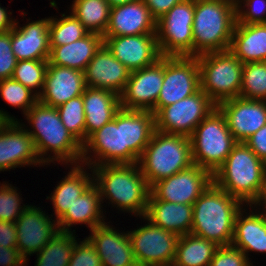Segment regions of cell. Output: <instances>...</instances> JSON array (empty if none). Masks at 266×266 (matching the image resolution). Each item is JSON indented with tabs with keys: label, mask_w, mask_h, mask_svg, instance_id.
Masks as SVG:
<instances>
[{
	"label": "cell",
	"mask_w": 266,
	"mask_h": 266,
	"mask_svg": "<svg viewBox=\"0 0 266 266\" xmlns=\"http://www.w3.org/2000/svg\"><path fill=\"white\" fill-rule=\"evenodd\" d=\"M215 107L208 95L200 89L189 97L163 107L155 115L156 130L189 137Z\"/></svg>",
	"instance_id": "12"
},
{
	"label": "cell",
	"mask_w": 266,
	"mask_h": 266,
	"mask_svg": "<svg viewBox=\"0 0 266 266\" xmlns=\"http://www.w3.org/2000/svg\"><path fill=\"white\" fill-rule=\"evenodd\" d=\"M193 205L149 200L145 217L166 231L183 236L191 233Z\"/></svg>",
	"instance_id": "31"
},
{
	"label": "cell",
	"mask_w": 266,
	"mask_h": 266,
	"mask_svg": "<svg viewBox=\"0 0 266 266\" xmlns=\"http://www.w3.org/2000/svg\"><path fill=\"white\" fill-rule=\"evenodd\" d=\"M86 237L95 247L103 266H138L127 232H118L107 222L90 230Z\"/></svg>",
	"instance_id": "22"
},
{
	"label": "cell",
	"mask_w": 266,
	"mask_h": 266,
	"mask_svg": "<svg viewBox=\"0 0 266 266\" xmlns=\"http://www.w3.org/2000/svg\"><path fill=\"white\" fill-rule=\"evenodd\" d=\"M83 102L85 113V142L87 138L114 119L121 109L120 96L116 93L98 88L86 87Z\"/></svg>",
	"instance_id": "27"
},
{
	"label": "cell",
	"mask_w": 266,
	"mask_h": 266,
	"mask_svg": "<svg viewBox=\"0 0 266 266\" xmlns=\"http://www.w3.org/2000/svg\"><path fill=\"white\" fill-rule=\"evenodd\" d=\"M0 95L10 106L22 109L23 115L38 102V96L12 78L0 80Z\"/></svg>",
	"instance_id": "40"
},
{
	"label": "cell",
	"mask_w": 266,
	"mask_h": 266,
	"mask_svg": "<svg viewBox=\"0 0 266 266\" xmlns=\"http://www.w3.org/2000/svg\"><path fill=\"white\" fill-rule=\"evenodd\" d=\"M239 97L266 101V61L243 63Z\"/></svg>",
	"instance_id": "37"
},
{
	"label": "cell",
	"mask_w": 266,
	"mask_h": 266,
	"mask_svg": "<svg viewBox=\"0 0 266 266\" xmlns=\"http://www.w3.org/2000/svg\"><path fill=\"white\" fill-rule=\"evenodd\" d=\"M73 232L58 231L36 254L35 266H68L77 242Z\"/></svg>",
	"instance_id": "35"
},
{
	"label": "cell",
	"mask_w": 266,
	"mask_h": 266,
	"mask_svg": "<svg viewBox=\"0 0 266 266\" xmlns=\"http://www.w3.org/2000/svg\"><path fill=\"white\" fill-rule=\"evenodd\" d=\"M245 207L236 216L231 245L242 250L247 257L252 251L266 253V213L249 205L252 210L247 214Z\"/></svg>",
	"instance_id": "26"
},
{
	"label": "cell",
	"mask_w": 266,
	"mask_h": 266,
	"mask_svg": "<svg viewBox=\"0 0 266 266\" xmlns=\"http://www.w3.org/2000/svg\"><path fill=\"white\" fill-rule=\"evenodd\" d=\"M201 90L217 106L240 96L243 63L230 51L197 56Z\"/></svg>",
	"instance_id": "8"
},
{
	"label": "cell",
	"mask_w": 266,
	"mask_h": 266,
	"mask_svg": "<svg viewBox=\"0 0 266 266\" xmlns=\"http://www.w3.org/2000/svg\"><path fill=\"white\" fill-rule=\"evenodd\" d=\"M155 130V115L151 111L123 108V136L124 147H127V164L138 163Z\"/></svg>",
	"instance_id": "25"
},
{
	"label": "cell",
	"mask_w": 266,
	"mask_h": 266,
	"mask_svg": "<svg viewBox=\"0 0 266 266\" xmlns=\"http://www.w3.org/2000/svg\"><path fill=\"white\" fill-rule=\"evenodd\" d=\"M25 123L0 121V172L27 166H45L39 159Z\"/></svg>",
	"instance_id": "16"
},
{
	"label": "cell",
	"mask_w": 266,
	"mask_h": 266,
	"mask_svg": "<svg viewBox=\"0 0 266 266\" xmlns=\"http://www.w3.org/2000/svg\"><path fill=\"white\" fill-rule=\"evenodd\" d=\"M16 225L13 222L0 220V245L5 247H16L17 245Z\"/></svg>",
	"instance_id": "49"
},
{
	"label": "cell",
	"mask_w": 266,
	"mask_h": 266,
	"mask_svg": "<svg viewBox=\"0 0 266 266\" xmlns=\"http://www.w3.org/2000/svg\"><path fill=\"white\" fill-rule=\"evenodd\" d=\"M246 254L232 246H219L209 266H253Z\"/></svg>",
	"instance_id": "43"
},
{
	"label": "cell",
	"mask_w": 266,
	"mask_h": 266,
	"mask_svg": "<svg viewBox=\"0 0 266 266\" xmlns=\"http://www.w3.org/2000/svg\"><path fill=\"white\" fill-rule=\"evenodd\" d=\"M194 0H182L157 21L161 56H193Z\"/></svg>",
	"instance_id": "9"
},
{
	"label": "cell",
	"mask_w": 266,
	"mask_h": 266,
	"mask_svg": "<svg viewBox=\"0 0 266 266\" xmlns=\"http://www.w3.org/2000/svg\"><path fill=\"white\" fill-rule=\"evenodd\" d=\"M200 89L197 57L164 56V79L155 105V115L163 107L189 97Z\"/></svg>",
	"instance_id": "10"
},
{
	"label": "cell",
	"mask_w": 266,
	"mask_h": 266,
	"mask_svg": "<svg viewBox=\"0 0 266 266\" xmlns=\"http://www.w3.org/2000/svg\"><path fill=\"white\" fill-rule=\"evenodd\" d=\"M61 17L59 19L50 17V46L69 44L83 38L89 33L72 12L69 15L64 13Z\"/></svg>",
	"instance_id": "36"
},
{
	"label": "cell",
	"mask_w": 266,
	"mask_h": 266,
	"mask_svg": "<svg viewBox=\"0 0 266 266\" xmlns=\"http://www.w3.org/2000/svg\"><path fill=\"white\" fill-rule=\"evenodd\" d=\"M104 44L103 36L88 33L83 38L61 46H50L49 63L85 71L88 63Z\"/></svg>",
	"instance_id": "30"
},
{
	"label": "cell",
	"mask_w": 266,
	"mask_h": 266,
	"mask_svg": "<svg viewBox=\"0 0 266 266\" xmlns=\"http://www.w3.org/2000/svg\"><path fill=\"white\" fill-rule=\"evenodd\" d=\"M236 8L219 0H194L193 56L230 48Z\"/></svg>",
	"instance_id": "5"
},
{
	"label": "cell",
	"mask_w": 266,
	"mask_h": 266,
	"mask_svg": "<svg viewBox=\"0 0 266 266\" xmlns=\"http://www.w3.org/2000/svg\"><path fill=\"white\" fill-rule=\"evenodd\" d=\"M99 188L93 183L57 220L59 231L74 232L73 225L86 224L90 230L105 223Z\"/></svg>",
	"instance_id": "28"
},
{
	"label": "cell",
	"mask_w": 266,
	"mask_h": 266,
	"mask_svg": "<svg viewBox=\"0 0 266 266\" xmlns=\"http://www.w3.org/2000/svg\"><path fill=\"white\" fill-rule=\"evenodd\" d=\"M49 18L27 22L20 27L16 22L11 29L12 51L20 60H49L50 40H49Z\"/></svg>",
	"instance_id": "23"
},
{
	"label": "cell",
	"mask_w": 266,
	"mask_h": 266,
	"mask_svg": "<svg viewBox=\"0 0 266 266\" xmlns=\"http://www.w3.org/2000/svg\"><path fill=\"white\" fill-rule=\"evenodd\" d=\"M163 266H174V264L172 263V264H170V265H163Z\"/></svg>",
	"instance_id": "54"
},
{
	"label": "cell",
	"mask_w": 266,
	"mask_h": 266,
	"mask_svg": "<svg viewBox=\"0 0 266 266\" xmlns=\"http://www.w3.org/2000/svg\"><path fill=\"white\" fill-rule=\"evenodd\" d=\"M11 14L12 12L8 14L7 9L0 5V32L9 31L14 27L15 18L10 17Z\"/></svg>",
	"instance_id": "50"
},
{
	"label": "cell",
	"mask_w": 266,
	"mask_h": 266,
	"mask_svg": "<svg viewBox=\"0 0 266 266\" xmlns=\"http://www.w3.org/2000/svg\"><path fill=\"white\" fill-rule=\"evenodd\" d=\"M219 1L230 4L231 6L235 7L236 9L238 6L241 5V2H242V0H219Z\"/></svg>",
	"instance_id": "53"
},
{
	"label": "cell",
	"mask_w": 266,
	"mask_h": 266,
	"mask_svg": "<svg viewBox=\"0 0 266 266\" xmlns=\"http://www.w3.org/2000/svg\"><path fill=\"white\" fill-rule=\"evenodd\" d=\"M66 129L83 145L85 143V113L83 96L72 98L57 107Z\"/></svg>",
	"instance_id": "39"
},
{
	"label": "cell",
	"mask_w": 266,
	"mask_h": 266,
	"mask_svg": "<svg viewBox=\"0 0 266 266\" xmlns=\"http://www.w3.org/2000/svg\"><path fill=\"white\" fill-rule=\"evenodd\" d=\"M71 12L89 33L103 36L107 30L111 5L107 0L72 1Z\"/></svg>",
	"instance_id": "34"
},
{
	"label": "cell",
	"mask_w": 266,
	"mask_h": 266,
	"mask_svg": "<svg viewBox=\"0 0 266 266\" xmlns=\"http://www.w3.org/2000/svg\"><path fill=\"white\" fill-rule=\"evenodd\" d=\"M6 183L0 184V220L15 223L29 205H21L23 200L17 187Z\"/></svg>",
	"instance_id": "41"
},
{
	"label": "cell",
	"mask_w": 266,
	"mask_h": 266,
	"mask_svg": "<svg viewBox=\"0 0 266 266\" xmlns=\"http://www.w3.org/2000/svg\"><path fill=\"white\" fill-rule=\"evenodd\" d=\"M81 164L88 167L127 164V147H124L123 136V108L117 112L113 120L87 138L82 145Z\"/></svg>",
	"instance_id": "13"
},
{
	"label": "cell",
	"mask_w": 266,
	"mask_h": 266,
	"mask_svg": "<svg viewBox=\"0 0 266 266\" xmlns=\"http://www.w3.org/2000/svg\"><path fill=\"white\" fill-rule=\"evenodd\" d=\"M68 266H103L95 247L85 238L76 242Z\"/></svg>",
	"instance_id": "44"
},
{
	"label": "cell",
	"mask_w": 266,
	"mask_h": 266,
	"mask_svg": "<svg viewBox=\"0 0 266 266\" xmlns=\"http://www.w3.org/2000/svg\"><path fill=\"white\" fill-rule=\"evenodd\" d=\"M16 63L11 46V30L0 32V80L12 77Z\"/></svg>",
	"instance_id": "45"
},
{
	"label": "cell",
	"mask_w": 266,
	"mask_h": 266,
	"mask_svg": "<svg viewBox=\"0 0 266 266\" xmlns=\"http://www.w3.org/2000/svg\"><path fill=\"white\" fill-rule=\"evenodd\" d=\"M83 167L85 168L83 164L72 165L67 176H64L65 178L61 179L55 186L53 193L47 196L46 199H50L52 202L56 221L94 183L92 168L87 167L89 170L91 169L90 172L92 173L90 174L87 173V168L84 169Z\"/></svg>",
	"instance_id": "29"
},
{
	"label": "cell",
	"mask_w": 266,
	"mask_h": 266,
	"mask_svg": "<svg viewBox=\"0 0 266 266\" xmlns=\"http://www.w3.org/2000/svg\"><path fill=\"white\" fill-rule=\"evenodd\" d=\"M229 50L242 63L266 61V23H236Z\"/></svg>",
	"instance_id": "32"
},
{
	"label": "cell",
	"mask_w": 266,
	"mask_h": 266,
	"mask_svg": "<svg viewBox=\"0 0 266 266\" xmlns=\"http://www.w3.org/2000/svg\"><path fill=\"white\" fill-rule=\"evenodd\" d=\"M131 71L117 60L103 44L88 63L85 71L86 87L110 90L121 95Z\"/></svg>",
	"instance_id": "20"
},
{
	"label": "cell",
	"mask_w": 266,
	"mask_h": 266,
	"mask_svg": "<svg viewBox=\"0 0 266 266\" xmlns=\"http://www.w3.org/2000/svg\"><path fill=\"white\" fill-rule=\"evenodd\" d=\"M27 261L21 256L17 247H5L0 245V265L23 266Z\"/></svg>",
	"instance_id": "47"
},
{
	"label": "cell",
	"mask_w": 266,
	"mask_h": 266,
	"mask_svg": "<svg viewBox=\"0 0 266 266\" xmlns=\"http://www.w3.org/2000/svg\"><path fill=\"white\" fill-rule=\"evenodd\" d=\"M113 56L131 72L154 64L161 58L157 34L103 36Z\"/></svg>",
	"instance_id": "18"
},
{
	"label": "cell",
	"mask_w": 266,
	"mask_h": 266,
	"mask_svg": "<svg viewBox=\"0 0 266 266\" xmlns=\"http://www.w3.org/2000/svg\"><path fill=\"white\" fill-rule=\"evenodd\" d=\"M157 21L147 5L136 0L111 7L107 30L103 36L156 34Z\"/></svg>",
	"instance_id": "24"
},
{
	"label": "cell",
	"mask_w": 266,
	"mask_h": 266,
	"mask_svg": "<svg viewBox=\"0 0 266 266\" xmlns=\"http://www.w3.org/2000/svg\"><path fill=\"white\" fill-rule=\"evenodd\" d=\"M137 164L151 187L193 165L190 139L155 130Z\"/></svg>",
	"instance_id": "6"
},
{
	"label": "cell",
	"mask_w": 266,
	"mask_h": 266,
	"mask_svg": "<svg viewBox=\"0 0 266 266\" xmlns=\"http://www.w3.org/2000/svg\"><path fill=\"white\" fill-rule=\"evenodd\" d=\"M163 79L164 56L150 66L132 71L120 95L121 108L151 111L155 115V105Z\"/></svg>",
	"instance_id": "15"
},
{
	"label": "cell",
	"mask_w": 266,
	"mask_h": 266,
	"mask_svg": "<svg viewBox=\"0 0 266 266\" xmlns=\"http://www.w3.org/2000/svg\"><path fill=\"white\" fill-rule=\"evenodd\" d=\"M17 249L27 261L28 255L37 254L59 231L58 223L40 207L29 205L15 222Z\"/></svg>",
	"instance_id": "17"
},
{
	"label": "cell",
	"mask_w": 266,
	"mask_h": 266,
	"mask_svg": "<svg viewBox=\"0 0 266 266\" xmlns=\"http://www.w3.org/2000/svg\"><path fill=\"white\" fill-rule=\"evenodd\" d=\"M218 247L215 242L191 233L179 236L173 264L177 266H209Z\"/></svg>",
	"instance_id": "33"
},
{
	"label": "cell",
	"mask_w": 266,
	"mask_h": 266,
	"mask_svg": "<svg viewBox=\"0 0 266 266\" xmlns=\"http://www.w3.org/2000/svg\"><path fill=\"white\" fill-rule=\"evenodd\" d=\"M86 88L84 72L48 63L44 87L38 101L51 107H58L84 93Z\"/></svg>",
	"instance_id": "21"
},
{
	"label": "cell",
	"mask_w": 266,
	"mask_h": 266,
	"mask_svg": "<svg viewBox=\"0 0 266 266\" xmlns=\"http://www.w3.org/2000/svg\"><path fill=\"white\" fill-rule=\"evenodd\" d=\"M244 204L212 183L194 202L191 234L231 245L235 219Z\"/></svg>",
	"instance_id": "4"
},
{
	"label": "cell",
	"mask_w": 266,
	"mask_h": 266,
	"mask_svg": "<svg viewBox=\"0 0 266 266\" xmlns=\"http://www.w3.org/2000/svg\"><path fill=\"white\" fill-rule=\"evenodd\" d=\"M149 8L152 17L158 21L161 19L175 4L182 0H142Z\"/></svg>",
	"instance_id": "48"
},
{
	"label": "cell",
	"mask_w": 266,
	"mask_h": 266,
	"mask_svg": "<svg viewBox=\"0 0 266 266\" xmlns=\"http://www.w3.org/2000/svg\"><path fill=\"white\" fill-rule=\"evenodd\" d=\"M213 183V174L196 164L157 181L150 187L149 200L193 205Z\"/></svg>",
	"instance_id": "14"
},
{
	"label": "cell",
	"mask_w": 266,
	"mask_h": 266,
	"mask_svg": "<svg viewBox=\"0 0 266 266\" xmlns=\"http://www.w3.org/2000/svg\"><path fill=\"white\" fill-rule=\"evenodd\" d=\"M259 206H261V207L263 206L261 208V210H263L266 213V182H265V187H264V191H263L262 197L259 200V202L255 205L254 208H257Z\"/></svg>",
	"instance_id": "51"
},
{
	"label": "cell",
	"mask_w": 266,
	"mask_h": 266,
	"mask_svg": "<svg viewBox=\"0 0 266 266\" xmlns=\"http://www.w3.org/2000/svg\"><path fill=\"white\" fill-rule=\"evenodd\" d=\"M244 143L266 163V124L252 134Z\"/></svg>",
	"instance_id": "46"
},
{
	"label": "cell",
	"mask_w": 266,
	"mask_h": 266,
	"mask_svg": "<svg viewBox=\"0 0 266 266\" xmlns=\"http://www.w3.org/2000/svg\"><path fill=\"white\" fill-rule=\"evenodd\" d=\"M107 1L111 5V7H113V6H117V5L126 4V3H129V2H133V1H136V0H107Z\"/></svg>",
	"instance_id": "52"
},
{
	"label": "cell",
	"mask_w": 266,
	"mask_h": 266,
	"mask_svg": "<svg viewBox=\"0 0 266 266\" xmlns=\"http://www.w3.org/2000/svg\"><path fill=\"white\" fill-rule=\"evenodd\" d=\"M236 15V23H266V0H242L241 5L236 9Z\"/></svg>",
	"instance_id": "42"
},
{
	"label": "cell",
	"mask_w": 266,
	"mask_h": 266,
	"mask_svg": "<svg viewBox=\"0 0 266 266\" xmlns=\"http://www.w3.org/2000/svg\"><path fill=\"white\" fill-rule=\"evenodd\" d=\"M94 183L102 200H108L119 211L145 216L150 196V186L140 167L135 164H103L90 167Z\"/></svg>",
	"instance_id": "2"
},
{
	"label": "cell",
	"mask_w": 266,
	"mask_h": 266,
	"mask_svg": "<svg viewBox=\"0 0 266 266\" xmlns=\"http://www.w3.org/2000/svg\"><path fill=\"white\" fill-rule=\"evenodd\" d=\"M48 60L17 61L12 79L20 82L39 96L44 87Z\"/></svg>",
	"instance_id": "38"
},
{
	"label": "cell",
	"mask_w": 266,
	"mask_h": 266,
	"mask_svg": "<svg viewBox=\"0 0 266 266\" xmlns=\"http://www.w3.org/2000/svg\"><path fill=\"white\" fill-rule=\"evenodd\" d=\"M266 182V163L244 142H237L214 172L213 183L244 205H256Z\"/></svg>",
	"instance_id": "3"
},
{
	"label": "cell",
	"mask_w": 266,
	"mask_h": 266,
	"mask_svg": "<svg viewBox=\"0 0 266 266\" xmlns=\"http://www.w3.org/2000/svg\"><path fill=\"white\" fill-rule=\"evenodd\" d=\"M148 221L128 231L133 255L138 266H163L174 262L179 236Z\"/></svg>",
	"instance_id": "11"
},
{
	"label": "cell",
	"mask_w": 266,
	"mask_h": 266,
	"mask_svg": "<svg viewBox=\"0 0 266 266\" xmlns=\"http://www.w3.org/2000/svg\"><path fill=\"white\" fill-rule=\"evenodd\" d=\"M193 164L214 174L231 153L237 141L232 136L225 116L215 107L189 136Z\"/></svg>",
	"instance_id": "7"
},
{
	"label": "cell",
	"mask_w": 266,
	"mask_h": 266,
	"mask_svg": "<svg viewBox=\"0 0 266 266\" xmlns=\"http://www.w3.org/2000/svg\"><path fill=\"white\" fill-rule=\"evenodd\" d=\"M24 116L31 129L33 128L26 130L44 165L48 166L54 161L68 166L81 164L82 144L66 129L56 107L38 101ZM49 152L53 155L48 154Z\"/></svg>",
	"instance_id": "1"
},
{
	"label": "cell",
	"mask_w": 266,
	"mask_h": 266,
	"mask_svg": "<svg viewBox=\"0 0 266 266\" xmlns=\"http://www.w3.org/2000/svg\"><path fill=\"white\" fill-rule=\"evenodd\" d=\"M237 142H245L266 124V101L235 97L216 106Z\"/></svg>",
	"instance_id": "19"
}]
</instances>
